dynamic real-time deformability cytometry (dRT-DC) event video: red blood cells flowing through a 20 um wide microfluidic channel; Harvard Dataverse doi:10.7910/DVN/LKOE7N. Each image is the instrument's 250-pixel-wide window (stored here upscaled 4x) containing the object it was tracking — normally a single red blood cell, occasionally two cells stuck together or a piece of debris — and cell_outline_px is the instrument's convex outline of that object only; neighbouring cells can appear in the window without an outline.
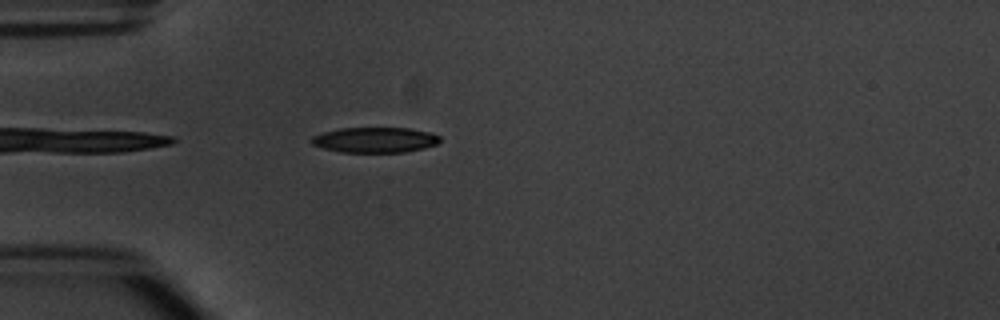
{"species": "common noctule bat (a hibernating species)", "species_latin": "Nyctalus noctula", "temperature_condition": "warm", "stored_images_in_passage": 4, "camera_frame_rate_fps": 3000, "um_per_image_px": 0.085, "animal": {"sex": "male", "body_mass_g": 20.1, "forearm_length_mm": 53.5}, "frame": {"image": 1, "passage_image": 4, "time_ms": 3.667, "image_size_px": [1000, 320], "cell_outline_px": [[440, 140], [436, 144], [424, 148], [404, 152], [340, 152], [324, 148], [312, 144], [312, 136], [324, 132], [340, 128], [408, 128], [428, 132], [440, 136]], "centroid_in_image_um": [31.87, 11.89], "position_along_channel_um": 53.1, "area_um2": 18.79}}